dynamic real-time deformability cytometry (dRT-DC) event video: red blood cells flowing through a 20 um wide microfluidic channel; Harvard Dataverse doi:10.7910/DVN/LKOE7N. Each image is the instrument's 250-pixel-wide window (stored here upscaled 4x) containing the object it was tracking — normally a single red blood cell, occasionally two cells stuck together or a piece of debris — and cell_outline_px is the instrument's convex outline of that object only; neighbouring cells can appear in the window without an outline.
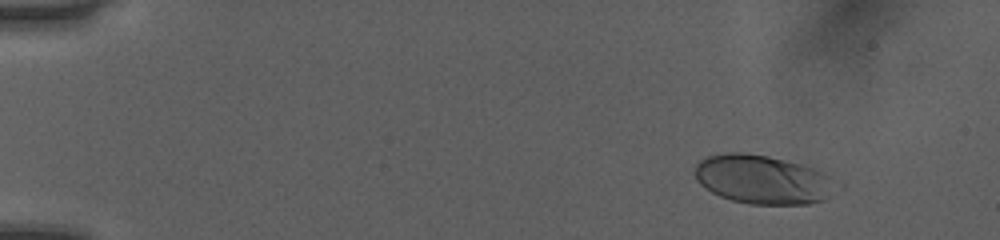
{"species": "human", "species_latin": "Homo sapiens", "temperature_condition": "room temperature", "stored_images_in_passage": 49, "camera_frame_rate_fps": 3000, "um_per_image_px": 0.085, "donor": {"sex": "female"}, "frame": {"image": 1, "passage_image": 4, "time_ms": 1.0, "image_size_px": [1000, 240], "cell_outline_px": [[824, 200], [808, 204], [748, 204], [732, 200], [720, 196], [712, 192], [700, 184], [696, 180], [692, 172], [696, 164], [700, 160], [708, 156], [724, 152], [748, 152], [768, 156], [804, 164], [820, 172], [824, 176]], "centroid_in_image_um": [64.57, 15.22], "position_along_channel_um": 20.4, "area_um2": 39.02}}
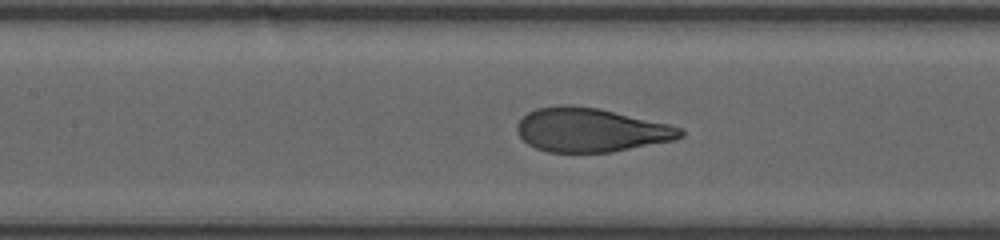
{"frame": {"image": 2, "passage_image": 23, "time_ms": 7.333, "image_size_px": [1000, 240], "cell_outline_px": [[684, 136], [676, 140], [612, 152], [548, 152], [536, 148], [528, 144], [516, 132], [516, 124], [528, 112], [536, 108], [560, 104], [572, 104], [600, 108], [668, 124], [680, 128], [684, 132]], "centroid_in_image_um": [50.21, 11.04], "position_along_channel_um": 157.2, "area_um2": 42.08}}
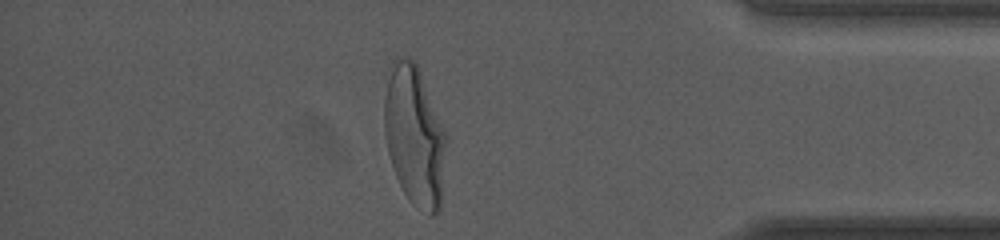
{"frame": {"image": 3, "passage_image": 43, "time_ms": 14.0, "image_size_px": [1000, 240], "cell_outline_px": [[444, 148], [440, 212], [432, 216], [428, 216], [416, 208], [408, 200], [396, 176], [388, 152], [384, 128], [384, 96], [392, 60], [396, 56], [404, 56], [416, 60], [444, 132]], "centroid_in_image_um": [35.19, 11.54], "position_along_channel_um": 400.0, "area_um2": 49.94}, "authors_computed_cell_mechanics": {"area_um2": 42.6564, "velocity_mm_per_s": 4.0548, "shape_relaxation_time_tau1_ms": 3.6103, "shape_relaxation_time_tau2_ms": null, "deformation_change_tau1": 0.1925, "deformation_change_tau2": null}}